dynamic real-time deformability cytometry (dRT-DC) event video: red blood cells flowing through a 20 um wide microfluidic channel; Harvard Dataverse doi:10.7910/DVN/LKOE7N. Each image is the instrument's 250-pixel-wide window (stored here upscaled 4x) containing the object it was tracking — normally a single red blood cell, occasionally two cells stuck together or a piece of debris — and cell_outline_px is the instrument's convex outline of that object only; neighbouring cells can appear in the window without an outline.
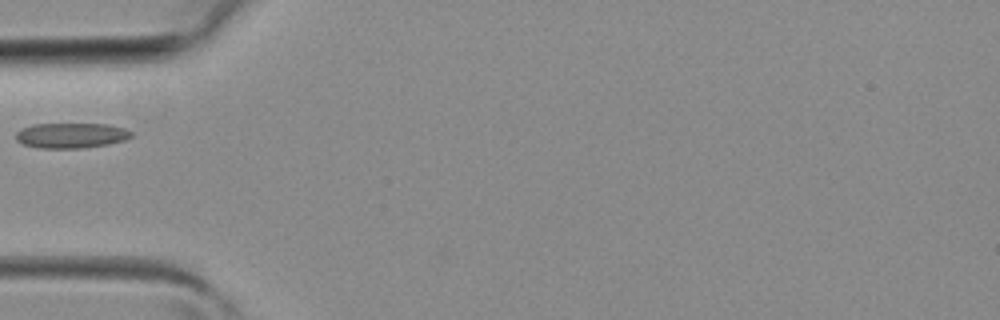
{"species": "common noctule bat (a hibernating species)", "species_latin": "Nyctalus noctula", "temperature_condition": "room temperature", "stored_images_in_passage": 1, "camera_frame_rate_fps": 3000, "um_per_image_px": 0.085, "animal": {"sex": "female", "body_mass_g": 19.3, "forearm_length_mm": 54.1}, "frame": {"image": 1, "passage_image": 1, "time_ms": 0.0, "image_size_px": [1000, 320], "cell_outline_px": [[132, 136], [124, 140], [108, 144], [80, 148], [40, 148], [24, 144], [16, 140], [16, 132], [20, 128], [32, 124], [108, 124], [124, 128], [132, 132]], "centroid_in_image_um": [6.03, 11.5], "position_along_channel_um": 79.0, "area_um2": 16.94}}